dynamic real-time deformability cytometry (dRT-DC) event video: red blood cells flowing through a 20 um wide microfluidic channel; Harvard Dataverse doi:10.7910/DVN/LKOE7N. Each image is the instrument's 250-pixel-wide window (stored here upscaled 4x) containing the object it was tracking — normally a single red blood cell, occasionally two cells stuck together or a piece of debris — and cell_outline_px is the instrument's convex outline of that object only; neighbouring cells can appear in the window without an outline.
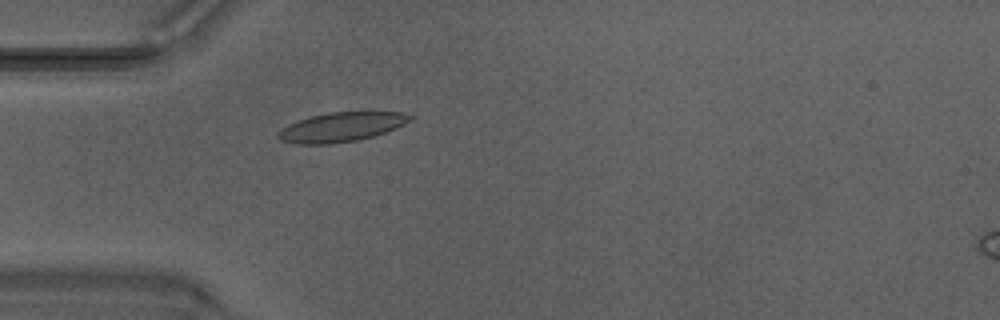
{"species": "Egyptian fruit bat (a non-hibernating species)", "species_latin": "Rousettus aegyptiacus", "temperature_condition": "warm", "stored_images_in_passage": 49, "camera_frame_rate_fps": 3000, "um_per_image_px": 0.085, "animal": {"sex": "male"}, "frame": {"image": 1, "passage_image": 15, "time_ms": 4.667, "image_size_px": [1000, 320], "cell_outline_px": [[412, 120], [396, 128], [372, 136], [356, 140], [328, 144], [296, 144], [280, 140], [276, 136], [276, 132], [280, 128], [288, 124], [312, 116], [328, 112], [368, 108], [400, 112], [412, 116]], "centroid_in_image_um": [29.05, 10.74], "position_along_channel_um": 55.9, "area_um2": 23.47}}
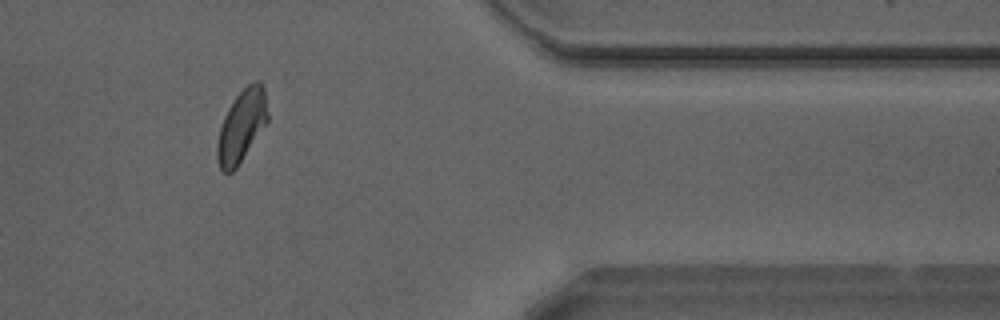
{"frame": {"image": 2, "passage_image": 41, "time_ms": 13.333, "image_size_px": [1000, 320], "cell_outline_px": [[268, 120], [236, 168], [232, 172], [224, 172], [220, 168], [216, 160], [216, 144], [220, 128], [224, 116], [228, 108], [236, 96], [248, 84], [256, 80], [260, 80], [264, 88], [268, 116]], "centroid_in_image_um": [20.52, 10.7], "position_along_channel_um": 390.9, "area_um2": 20.98}}
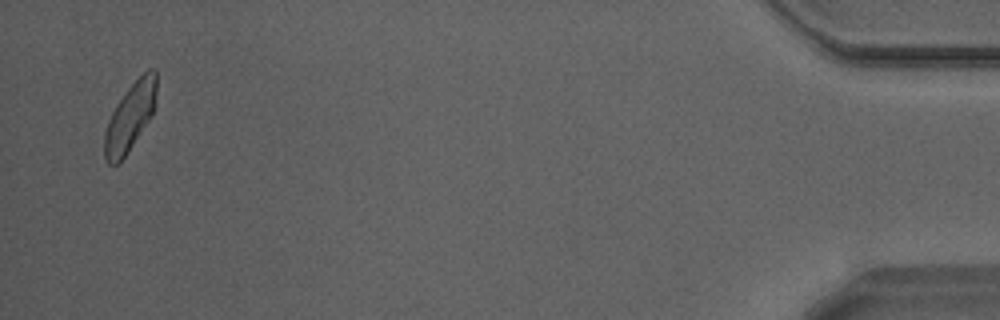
{"frame": {"image": 3, "passage_image": 48, "time_ms": 15.667, "image_size_px": [1000, 320], "cell_outline_px": [[156, 104], [152, 116], [124, 156], [116, 164], [108, 164], [104, 160], [104, 132], [108, 120], [116, 104], [128, 88], [148, 68], [156, 68]], "centroid_in_image_um": [11.06, 9.92], "position_along_channel_um": 424.1, "area_um2": 20.46}, "authors_computed_cell_mechanics": {"area_um2": 21.6172, "velocity_mm_per_s": 4.2057, "shape_relaxation_time_tau1_ms": 3.4177, "shape_relaxation_time_tau2_ms": 0.828, "deformation_change_tau1": 0.136, "deformation_change_tau2": 0.054}}